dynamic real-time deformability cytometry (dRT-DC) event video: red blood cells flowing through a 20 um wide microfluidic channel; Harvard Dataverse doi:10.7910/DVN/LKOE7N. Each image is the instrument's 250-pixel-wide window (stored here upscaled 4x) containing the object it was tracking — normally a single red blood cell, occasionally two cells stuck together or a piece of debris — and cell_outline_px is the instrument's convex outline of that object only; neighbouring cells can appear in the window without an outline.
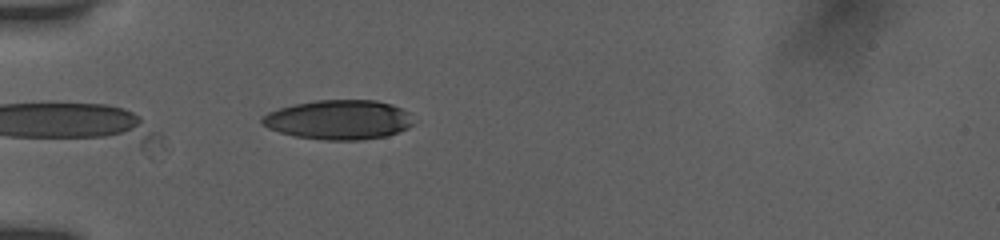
{"species": "human", "species_latin": "Homo sapiens", "temperature_condition": "room temperature", "stored_images_in_passage": 23, "camera_frame_rate_fps": 3000, "um_per_image_px": 0.085, "donor": {"sex": "female"}, "frame": {"image": 1, "passage_image": 1, "time_ms": 0.0, "image_size_px": [1000, 240], "cell_outline_px": [[412, 124], [408, 128], [388, 136], [356, 140], [324, 140], [292, 136], [268, 128], [260, 124], [260, 120], [268, 112], [292, 104], [316, 100], [376, 100], [392, 104], [408, 112]], "centroid_in_image_um": [28.76, 10.18], "position_along_channel_um": 56.2, "area_um2": 34.91}}
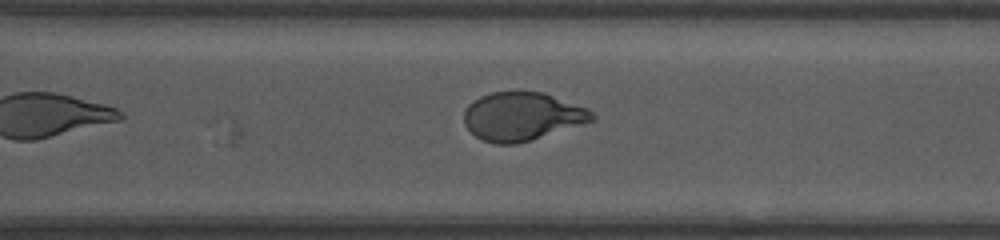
{"frame": {"image": 2, "passage_image": 23, "time_ms": 7.333, "image_size_px": [1000, 240], "cell_outline_px": [[596, 120], [516, 144], [496, 144], [484, 140], [476, 136], [464, 124], [464, 112], [468, 104], [472, 100], [480, 96], [492, 92], [544, 92], [588, 108], [596, 116]], "centroid_in_image_um": [44.38, 9.88], "position_along_channel_um": 326.2, "area_um2": 35.95}}